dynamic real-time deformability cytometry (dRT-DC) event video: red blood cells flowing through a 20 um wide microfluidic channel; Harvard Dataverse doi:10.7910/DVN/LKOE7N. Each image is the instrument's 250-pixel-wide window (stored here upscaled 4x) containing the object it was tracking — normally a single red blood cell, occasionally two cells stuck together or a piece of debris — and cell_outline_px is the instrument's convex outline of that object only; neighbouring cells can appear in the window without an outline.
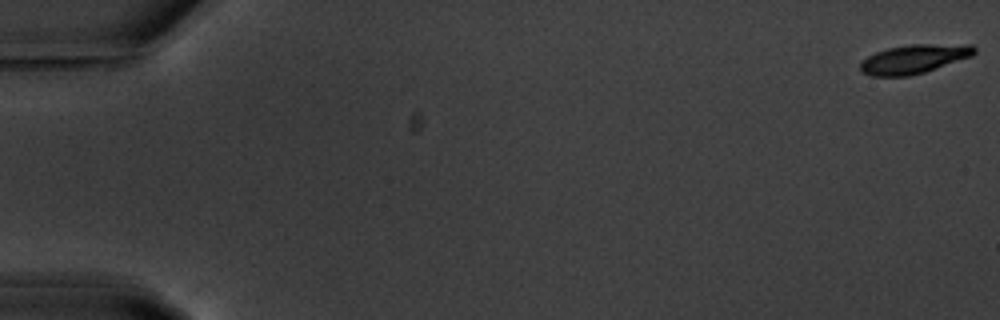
{"species": "common noctule bat (a hibernating species)", "species_latin": "Nyctalus noctula", "temperature_condition": "warm", "stored_images_in_passage": 7, "camera_frame_rate_fps": 3000, "um_per_image_px": 0.085, "animal": {"sex": "male", "body_mass_g": 20.1, "forearm_length_mm": 53.5}, "frame": {"image": 1, "passage_image": 1, "time_ms": 0.0, "image_size_px": [1000, 320], "cell_outline_px": [[976, 52], [972, 56], [924, 72], [908, 76], [872, 76], [860, 72], [860, 60], [876, 52], [888, 48], [908, 44], [972, 44], [976, 48]], "centroid_in_image_um": [77.68, 5.0], "position_along_channel_um": 7.3, "area_um2": 19.36}}